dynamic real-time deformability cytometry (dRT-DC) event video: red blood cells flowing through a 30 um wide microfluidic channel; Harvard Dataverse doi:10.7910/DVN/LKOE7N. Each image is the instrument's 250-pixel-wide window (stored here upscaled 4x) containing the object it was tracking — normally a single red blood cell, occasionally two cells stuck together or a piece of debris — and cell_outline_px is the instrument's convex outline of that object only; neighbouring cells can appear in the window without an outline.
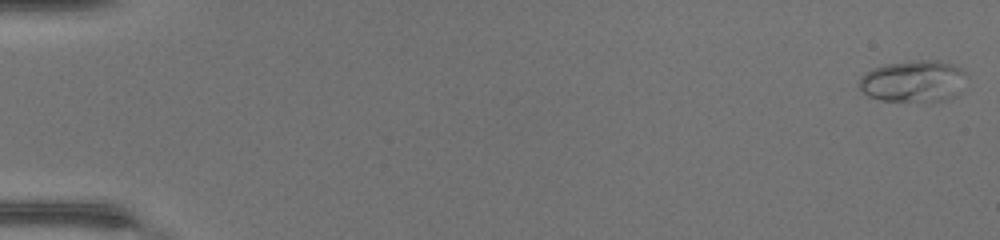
{"species": "common noctule bat (a hibernating species)", "species_latin": "Nyctalus noctula", "temperature_condition": "warm", "stored_images_in_passage": 48, "camera_frame_rate_fps": 3000, "um_per_image_px": 0.085, "animal": {"sex": "female", "body_mass_g": 17.0, "forearm_length_mm": 48.0}, "frame": {"image": 1, "passage_image": 1, "time_ms": 0.0, "image_size_px": [1000, 240], "cell_outline_px": [[968, 88], [956, 96], [944, 100], [880, 100], [868, 96], [860, 88], [860, 76], [864, 72], [872, 68], [884, 64], [920, 60], [940, 60], [952, 64], [960, 68], [964, 72]], "centroid_in_image_um": [77.7, 6.89], "position_along_channel_um": 7.3, "area_um2": 26.3}}
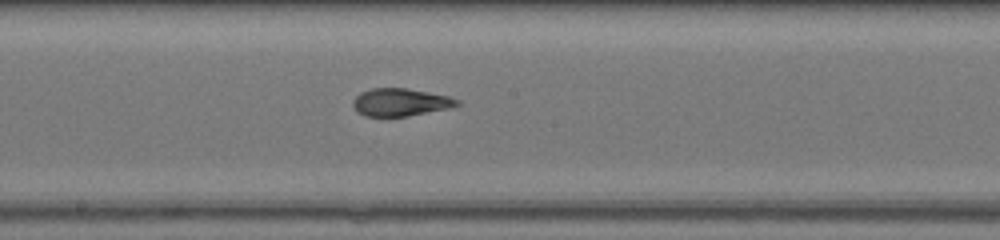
{"frame": {"image": 2, "passage_image": 27, "time_ms": 8.667, "image_size_px": [1000, 240], "cell_outline_px": [[460, 104], [452, 108], [408, 116], [364, 116], [356, 112], [352, 104], [352, 100], [360, 92], [372, 88], [404, 88], [428, 92], [448, 96], [460, 100]], "centroid_in_image_um": [34.03, 8.69], "position_along_channel_um": 214.2, "area_um2": 16.94}}
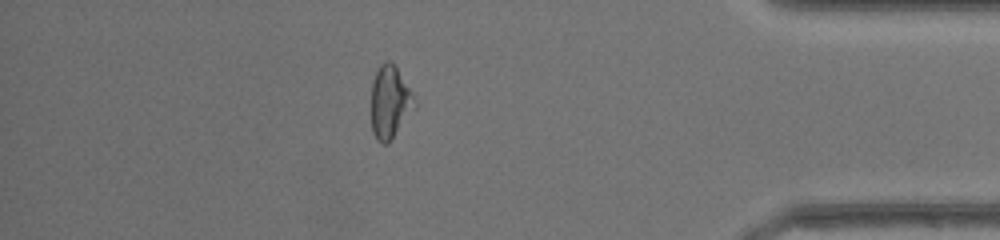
{"frame": {"image": 3, "passage_image": 42, "time_ms": 13.667, "image_size_px": [1000, 240], "cell_outline_px": [[416, 108], [388, 144], [380, 144], [376, 140], [372, 132], [372, 80], [380, 64], [388, 60], [396, 68], [412, 92], [416, 104]], "centroid_in_image_um": [33.14, 8.74], "position_along_channel_um": 402.1, "area_um2": 18.32}, "authors_computed_cell_mechanics": {"area_um2": 17.8024, "velocity_mm_per_s": 4.4517, "shape_relaxation_time_tau1_ms": 6.6233, "shape_relaxation_time_tau2_ms": 1.3278, "deformation_change_tau1": 0.2169, "deformation_change_tau2": 0.0712}}